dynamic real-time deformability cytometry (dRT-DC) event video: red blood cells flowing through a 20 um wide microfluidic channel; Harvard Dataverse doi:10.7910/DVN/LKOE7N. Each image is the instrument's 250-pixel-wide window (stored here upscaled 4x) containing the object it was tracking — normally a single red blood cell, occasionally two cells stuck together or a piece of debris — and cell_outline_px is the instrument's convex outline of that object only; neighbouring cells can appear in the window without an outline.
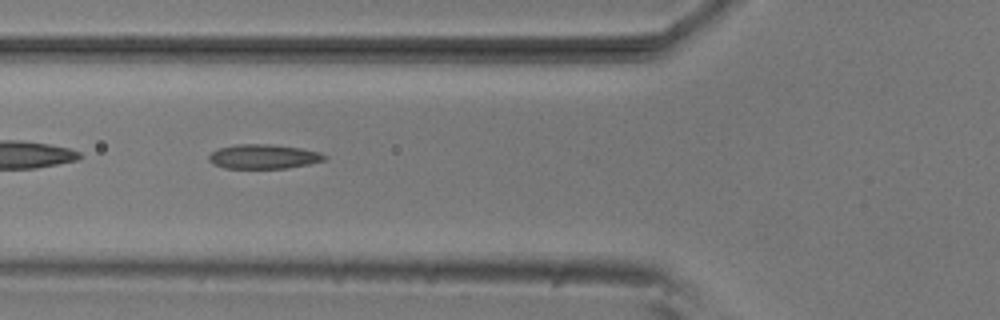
{"species": "common noctule bat (a hibernating species)", "species_latin": "Nyctalus noctula", "temperature_condition": "room temperature", "stored_images_in_passage": 18, "camera_frame_rate_fps": 3000, "um_per_image_px": 0.085, "animal": {"sex": "male", "body_mass_g": 20.5, "forearm_length_mm": 52.5}, "frame": {"image": 1, "passage_image": 12, "time_ms": 3.667, "image_size_px": [1000, 320], "cell_outline_px": [[328, 160], [288, 168], [224, 168], [212, 164], [208, 160], [208, 156], [212, 152], [220, 148], [236, 144], [268, 144], [300, 148], [320, 152], [328, 156]], "centroid_in_image_um": [22.42, 13.31], "position_along_channel_um": 103.4, "area_um2": 16.53}}
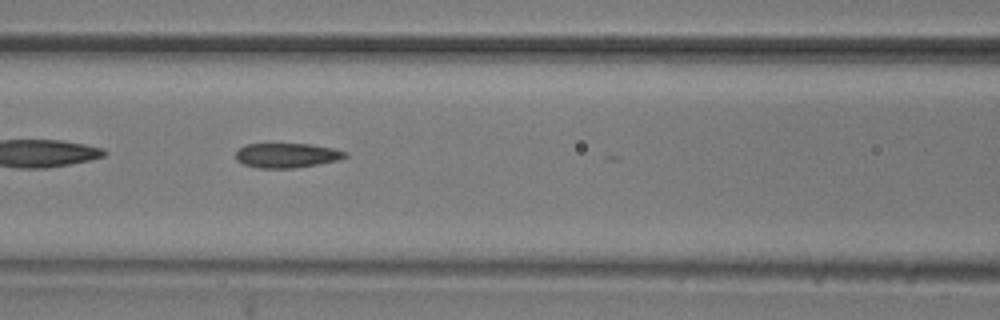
{"frame": {"image": 2, "passage_image": 15, "time_ms": 4.667, "image_size_px": [1000, 320], "cell_outline_px": [[348, 156], [340, 160], [292, 168], [260, 168], [244, 164], [236, 160], [236, 152], [244, 144], [312, 144], [332, 148], [344, 152]], "centroid_in_image_um": [24.36, 13.2], "position_along_channel_um": 142.2, "area_um2": 15.55}}